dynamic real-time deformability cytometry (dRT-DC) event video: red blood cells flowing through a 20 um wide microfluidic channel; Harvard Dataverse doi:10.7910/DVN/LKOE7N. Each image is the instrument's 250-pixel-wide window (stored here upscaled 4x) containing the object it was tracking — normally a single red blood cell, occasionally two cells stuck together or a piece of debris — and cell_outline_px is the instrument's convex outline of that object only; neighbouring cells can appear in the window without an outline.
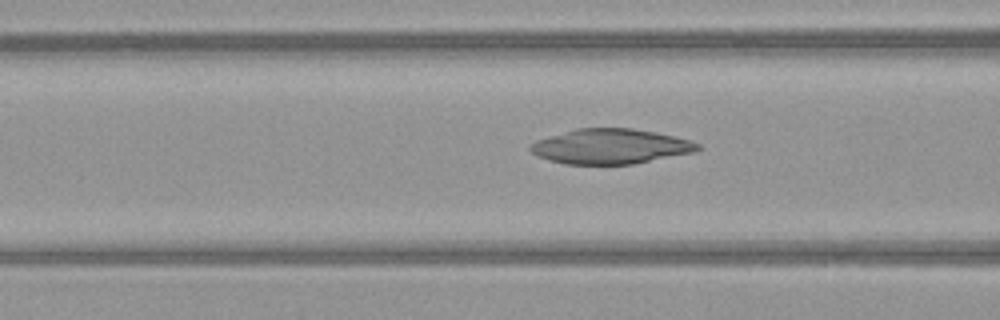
{"species": "common noctule bat (a hibernating species)", "species_latin": "Nyctalus noctula", "temperature_condition": "warm", "stored_images_in_passage": 22, "camera_frame_rate_fps": 3000, "um_per_image_px": 0.085, "animal": {"sex": "female", "body_mass_g": 21.9}, "frame": {"image": 1, "passage_image": 4, "time_ms": 1.0, "image_size_px": [1000, 320], "cell_outline_px": [[704, 148], [696, 152], [632, 164], [564, 164], [536, 156], [528, 148], [528, 144], [536, 140], [576, 128], [632, 128], [656, 132], [676, 136], [700, 144]], "centroid_in_image_um": [51.9, 12.44], "position_along_channel_um": 114.7, "area_um2": 34.33}}
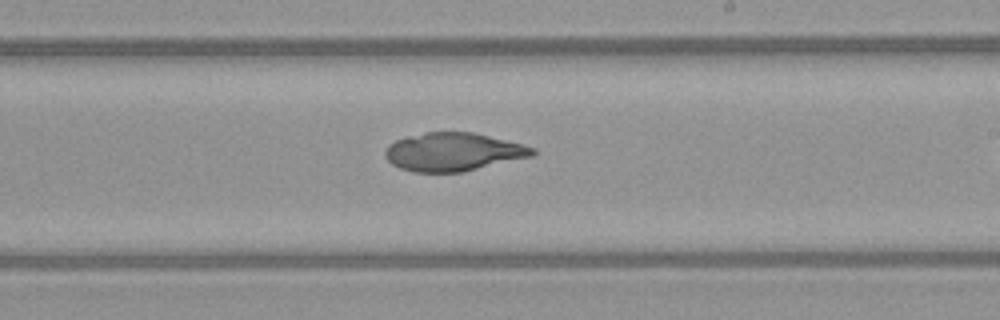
{"frame": {"image": 2, "passage_image": 14, "time_ms": 4.333, "image_size_px": [1000, 320], "cell_outline_px": [[536, 152], [532, 156], [464, 172], [412, 172], [400, 168], [392, 164], [384, 156], [384, 152], [388, 144], [396, 140], [408, 136], [424, 132], [472, 132], [536, 148]], "centroid_in_image_um": [38.48, 12.92], "position_along_channel_um": 250.5, "area_um2": 32.77}}
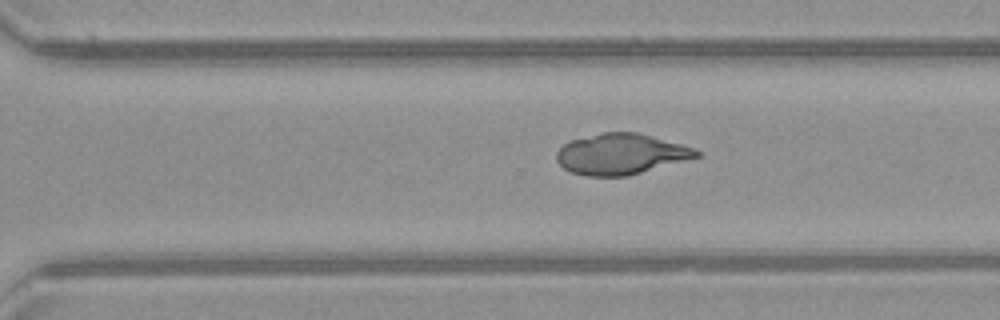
{"frame": {"image": 3, "passage_image": 19, "time_ms": 6.0, "image_size_px": [1000, 320], "cell_outline_px": [[700, 156], [628, 176], [588, 176], [572, 172], [564, 168], [556, 160], [556, 152], [568, 140], [600, 132], [636, 132], [696, 148], [700, 152]], "centroid_in_image_um": [52.75, 13.09], "position_along_channel_um": 317.8, "area_um2": 33.18}}